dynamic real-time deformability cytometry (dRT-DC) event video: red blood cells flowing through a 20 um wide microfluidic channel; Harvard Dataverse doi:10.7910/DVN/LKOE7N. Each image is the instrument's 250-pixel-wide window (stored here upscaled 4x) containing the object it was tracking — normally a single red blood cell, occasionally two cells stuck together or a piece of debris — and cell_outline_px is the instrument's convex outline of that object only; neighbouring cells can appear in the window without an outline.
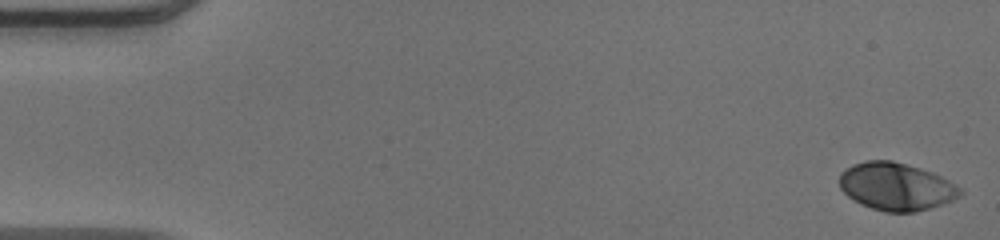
{"species": "human", "species_latin": "Homo sapiens", "temperature_condition": "warm", "stored_images_in_passage": 50, "camera_frame_rate_fps": 3000, "um_per_image_px": 0.085, "donor": {"sex": "male"}, "frame": {"image": 1, "passage_image": 1, "time_ms": 0.0, "image_size_px": [1000, 240], "cell_outline_px": [[964, 192], [960, 196], [952, 200], [916, 212], [884, 212], [860, 204], [848, 196], [840, 188], [840, 172], [852, 164], [864, 160], [892, 160], [932, 172], [948, 180], [960, 188]], "centroid_in_image_um": [76.14, 15.85], "position_along_channel_um": 8.9, "area_um2": 33.41}}
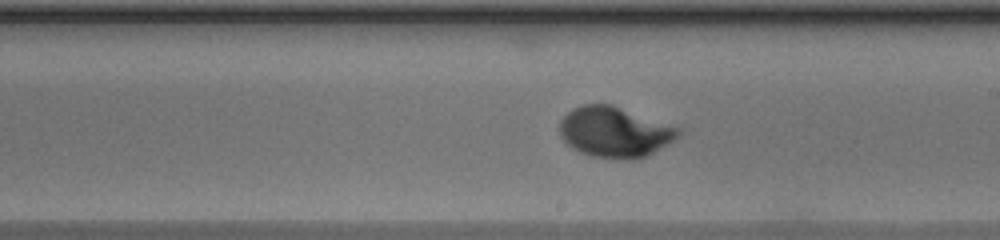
{"frame": {"image": 2, "passage_image": 29, "time_ms": 9.333, "image_size_px": [1000, 240], "cell_outline_px": [[684, 128], [680, 136], [652, 152], [636, 160], [628, 160], [592, 156], [580, 152], [572, 148], [560, 136], [560, 120], [572, 108], [584, 104], [612, 104]], "centroid_in_image_um": [52.28, 11.21], "position_along_channel_um": 236.7, "area_um2": 35.2}}
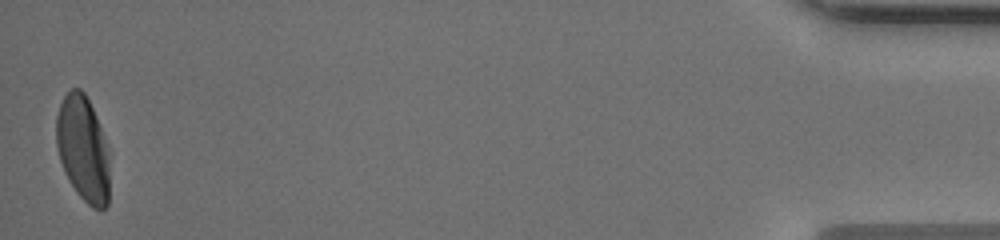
{"frame": {"image": 3, "passage_image": 50, "time_ms": 16.333, "image_size_px": [1000, 240], "cell_outline_px": [[112, 152], [108, 204], [100, 212], [92, 208], [76, 192], [60, 160], [56, 144], [56, 116], [60, 104], [64, 96], [72, 88], [80, 88], [84, 92], [96, 116]], "centroid_in_image_um": [7.12, 12.68], "position_along_channel_um": 428.1, "area_um2": 33.58}, "authors_computed_cell_mechanics": {"area_um2": 33.3795, "velocity_mm_per_s": 4.051, "shape_relaxation_time_tau1_ms": 3.2339, "shape_relaxation_time_tau2_ms": null, "deformation_change_tau1": 0.2031, "deformation_change_tau2": null}}